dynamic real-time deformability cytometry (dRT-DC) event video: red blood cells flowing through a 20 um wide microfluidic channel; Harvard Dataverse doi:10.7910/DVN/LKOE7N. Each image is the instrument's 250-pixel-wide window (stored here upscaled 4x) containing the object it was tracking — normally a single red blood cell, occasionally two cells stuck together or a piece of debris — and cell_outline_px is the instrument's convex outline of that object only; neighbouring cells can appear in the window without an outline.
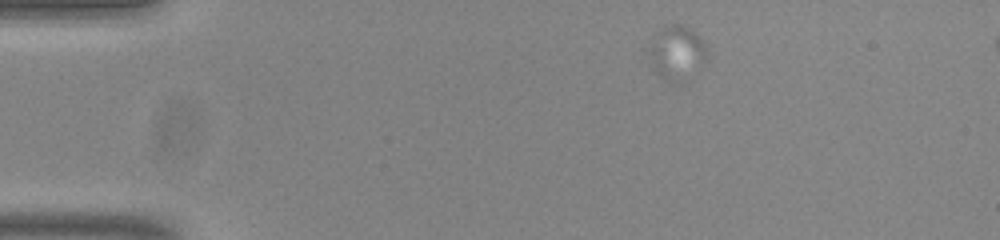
{"species": "common noctule bat (a hibernating species)", "species_latin": "Nyctalus noctula", "temperature_condition": "room temperature", "stored_images_in_passage": 47, "segment_of_instrument_passage": [1, 2], "camera_frame_rate_fps": 3000, "um_per_image_px": 0.085, "animal": {"sex": "male", "body_mass_g": 20.0, "forearm_length_mm": 53.3}, "frame": {"image": 1, "passage_image": 1, "time_ms": 0.0, "image_size_px": [1000, 240], "cell_outline_px": [[708, 56], [704, 64], [684, 84], [672, 84], [660, 76], [656, 72], [652, 64], [648, 52], [648, 48], [656, 32], [664, 24], [680, 24], [692, 28], [700, 36], [704, 44]], "centroid_in_image_um": [57.55, 4.5], "position_along_channel_um": 27.5, "area_um2": 19.02}}
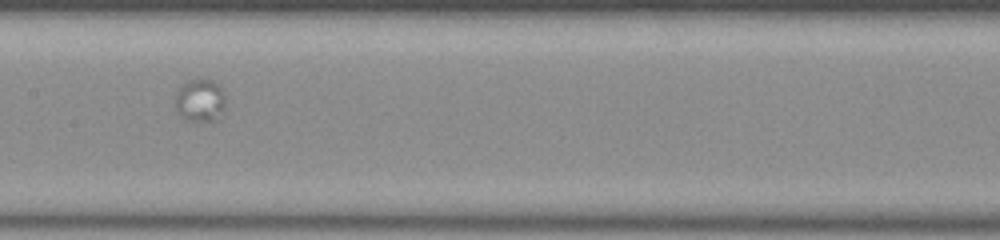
{"frame": {"image": 2, "passage_image": 23, "time_ms": 7.333, "image_size_px": [1000, 240], "cell_outline_px": [[224, 108], [216, 120], [184, 120], [180, 116], [176, 108], [176, 92], [180, 84], [188, 80], [212, 80], [224, 92]], "centroid_in_image_um": [16.97, 8.53], "position_along_channel_um": 190.4, "area_um2": 12.37}}
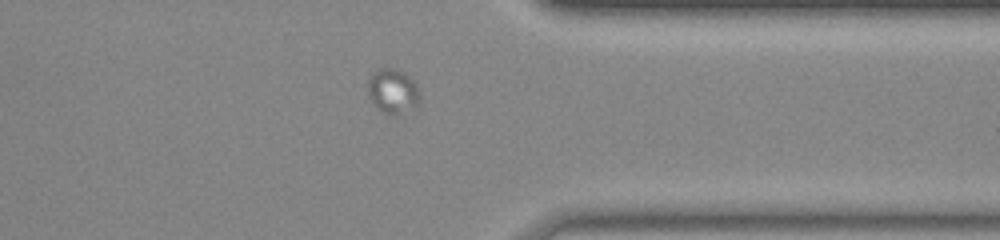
{"frame": {"image": 3, "passage_image": 41, "time_ms": 13.333, "image_size_px": [1000, 240], "cell_outline_px": [[416, 104], [392, 116], [388, 116], [376, 108], [372, 104], [368, 92], [368, 76], [372, 72], [380, 68], [392, 68], [404, 72], [416, 84]], "centroid_in_image_um": [33.27, 7.72], "position_along_channel_um": 378.1, "area_um2": 13.12}}